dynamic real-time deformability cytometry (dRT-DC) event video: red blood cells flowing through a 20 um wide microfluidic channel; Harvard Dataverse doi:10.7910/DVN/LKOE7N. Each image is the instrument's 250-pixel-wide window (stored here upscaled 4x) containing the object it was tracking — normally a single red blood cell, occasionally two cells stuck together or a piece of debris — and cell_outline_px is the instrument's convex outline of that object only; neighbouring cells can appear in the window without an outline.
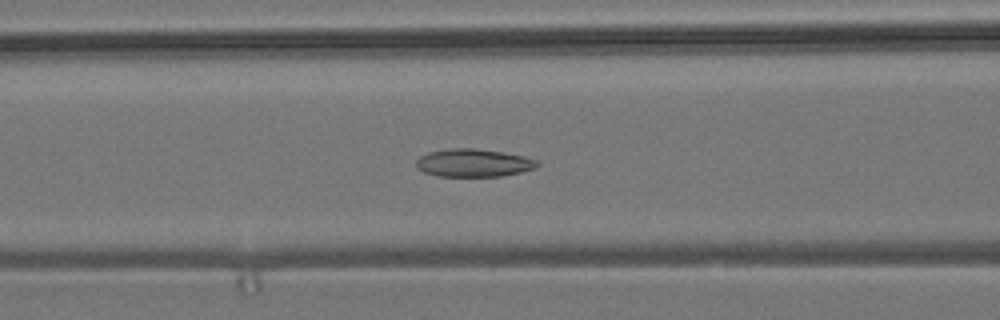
{"species": "common noctule bat (a hibernating species)", "species_latin": "Nyctalus noctula", "temperature_condition": "room temperature", "stored_images_in_passage": 55, "camera_frame_rate_fps": 3000, "um_per_image_px": 0.085, "animal": {"sex": "male", "body_mass_g": 19.2, "forearm_length_mm": 51.8}, "frame": {"image": 1, "passage_image": 22, "time_ms": 7.0, "image_size_px": [1000, 320], "cell_outline_px": [[540, 164], [536, 168], [504, 176], [436, 176], [424, 172], [416, 168], [416, 160], [420, 156], [428, 152], [452, 148], [476, 148], [504, 152], [524, 156], [536, 160]], "centroid_in_image_um": [40.24, 13.84], "position_along_channel_um": 126.4, "area_um2": 19.83}}
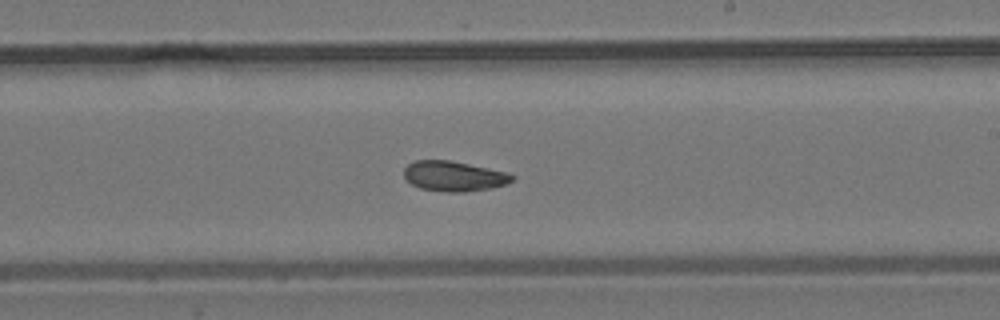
{"frame": {"image": 2, "passage_image": 32, "time_ms": 10.333, "image_size_px": [1000, 320], "cell_outline_px": [[516, 176], [512, 180], [504, 184], [492, 188], [464, 192], [444, 192], [420, 188], [404, 180], [404, 168], [408, 164], [416, 160], [452, 160], [488, 168], [504, 172]], "centroid_in_image_um": [38.53, 14.97], "position_along_channel_um": 250.5, "area_um2": 19.02}}
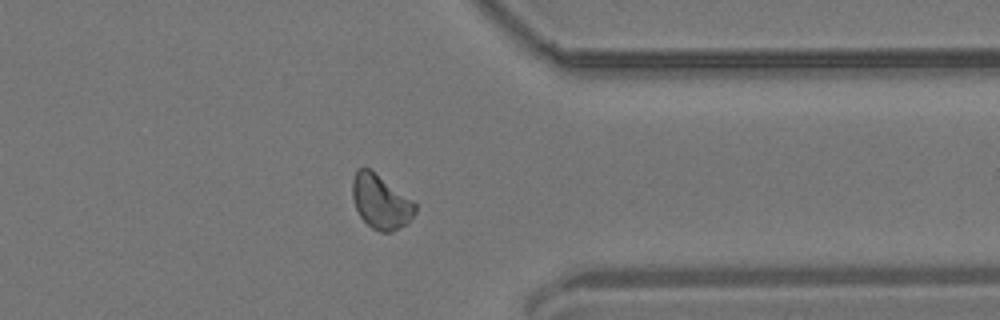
{"frame": {"image": 3, "passage_image": 43, "time_ms": 14.0, "image_size_px": [1000, 320], "cell_outline_px": [[416, 212], [400, 228], [392, 232], [380, 232], [372, 228], [360, 216], [356, 208], [352, 196], [352, 180], [356, 168], [368, 168], [412, 200], [416, 204]], "centroid_in_image_um": [32.33, 17.16], "position_along_channel_um": 379.1, "area_um2": 19.42}, "authors_computed_cell_mechanics": {"area_um2": 19.7098, "velocity_mm_per_s": 3.7287, "shape_relaxation_time_tau1_ms": null, "shape_relaxation_time_tau2_ms": 4.4221, "deformation_change_tau1": null, "deformation_change_tau2": 0.0802}}